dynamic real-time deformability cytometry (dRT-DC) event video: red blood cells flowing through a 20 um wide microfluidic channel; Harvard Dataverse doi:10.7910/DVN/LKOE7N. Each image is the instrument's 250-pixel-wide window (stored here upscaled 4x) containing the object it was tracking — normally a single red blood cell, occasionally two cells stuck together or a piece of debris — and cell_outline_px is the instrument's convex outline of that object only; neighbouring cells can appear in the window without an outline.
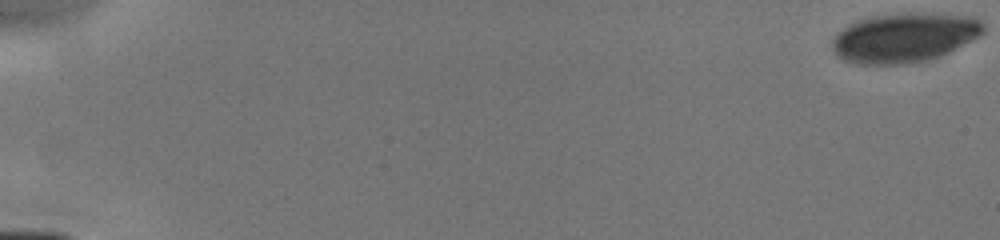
{"species": "human", "species_latin": "Homo sapiens", "temperature_condition": "cold", "stored_images_in_passage": 14, "camera_frame_rate_fps": 3000, "um_per_image_px": 0.085, "donor": {"sex": "male"}, "frame": {"image": 1, "passage_image": 1, "time_ms": 0.0, "image_size_px": [1000, 240], "cell_outline_px": [[984, 32], [980, 36], [940, 56], [924, 60], [904, 64], [860, 64], [844, 60], [836, 56], [832, 48], [832, 40], [836, 32], [860, 20], [872, 16], [908, 12], [972, 16], [980, 20], [984, 24]], "centroid_in_image_um": [76.87, 3.19], "position_along_channel_um": 8.1, "area_um2": 43.41}}